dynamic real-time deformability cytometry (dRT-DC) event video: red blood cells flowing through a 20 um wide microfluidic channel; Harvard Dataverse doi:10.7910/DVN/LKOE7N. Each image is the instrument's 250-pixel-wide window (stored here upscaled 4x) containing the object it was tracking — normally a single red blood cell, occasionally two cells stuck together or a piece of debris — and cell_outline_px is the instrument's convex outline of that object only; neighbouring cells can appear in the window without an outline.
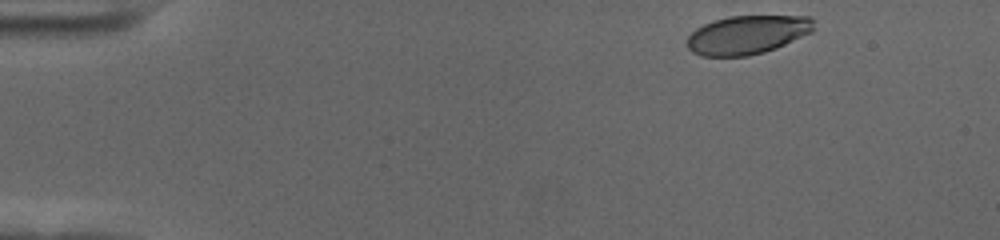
{"species": "human", "species_latin": "Homo sapiens", "temperature_condition": "cold", "stored_images_in_passage": 51, "camera_frame_rate_fps": 3000, "um_per_image_px": 0.085, "donor": {"sex": "female"}, "frame": {"image": 1, "passage_image": 2, "time_ms": 0.333, "image_size_px": [1000, 240], "cell_outline_px": [[816, 28], [812, 32], [776, 48], [764, 52], [748, 56], [700, 56], [692, 52], [688, 48], [688, 36], [696, 28], [712, 20], [728, 16], [808, 16], [812, 20]], "centroid_in_image_um": [63.52, 2.95], "position_along_channel_um": 21.5, "area_um2": 28.67}}
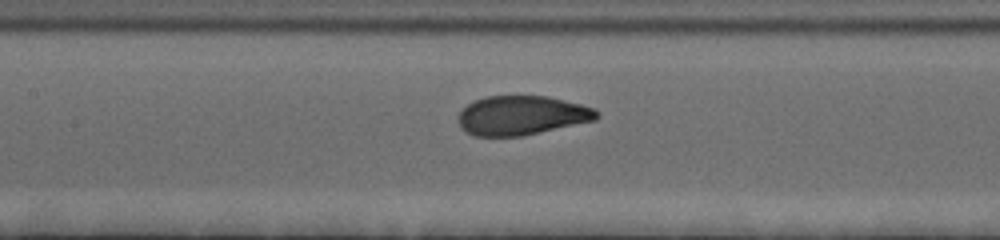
{"frame": {"image": 2, "passage_image": 22, "time_ms": 7.0, "image_size_px": [1000, 240], "cell_outline_px": [[600, 116], [596, 120], [524, 136], [472, 136], [460, 128], [460, 112], [468, 104], [476, 100], [488, 96], [544, 96], [564, 100], [596, 108], [600, 112]], "centroid_in_image_um": [44.39, 9.82], "position_along_channel_um": 163.0, "area_um2": 31.67}}
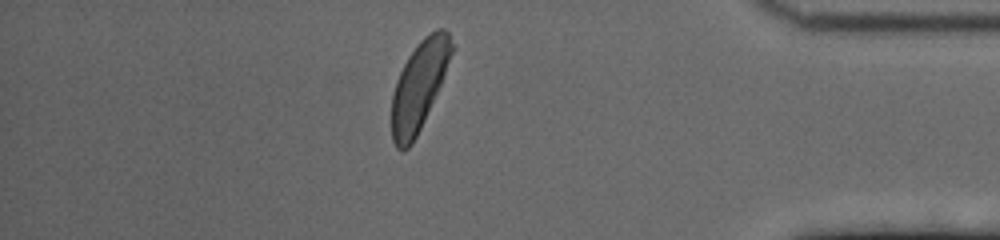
{"frame": {"image": 3, "passage_image": 44, "time_ms": 14.333, "image_size_px": [1000, 240], "cell_outline_px": [[456, 48], [424, 120], [412, 144], [404, 152], [396, 148], [392, 140], [392, 96], [396, 80], [408, 56], [420, 40], [424, 36], [436, 28], [444, 28], [448, 32], [456, 44]], "centroid_in_image_um": [35.65, 7.24], "position_along_channel_um": 399.6, "area_um2": 31.1}, "authors_computed_cell_mechanics": {"area_um2": 31.5588, "velocity_mm_per_s": 3.6347, "shape_relaxation_time_tau1_ms": 2.4301, "shape_relaxation_time_tau2_ms": null, "deformation_change_tau1": 0.1655, "deformation_change_tau2": null}}